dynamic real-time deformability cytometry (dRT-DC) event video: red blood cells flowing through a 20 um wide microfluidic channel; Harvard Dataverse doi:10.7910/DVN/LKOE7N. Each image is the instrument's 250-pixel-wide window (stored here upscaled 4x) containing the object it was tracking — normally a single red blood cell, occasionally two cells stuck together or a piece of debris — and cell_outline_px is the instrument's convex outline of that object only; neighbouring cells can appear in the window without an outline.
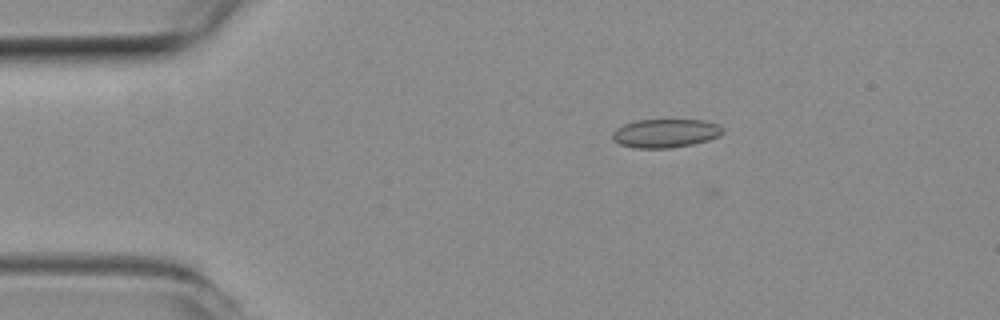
{"species": "common noctule bat (a hibernating species)", "species_latin": "Nyctalus noctula", "temperature_condition": "room temperature", "stored_images_in_passage": 3, "camera_frame_rate_fps": 3000, "um_per_image_px": 0.085, "animal": {"sex": "female", "body_mass_g": 19.3, "forearm_length_mm": 54.1}, "frame": {"image": 1, "passage_image": 1, "time_ms": 0.0, "image_size_px": [1000, 320], "cell_outline_px": [[724, 132], [720, 136], [708, 140], [692, 144], [668, 148], [632, 148], [620, 144], [612, 140], [612, 132], [616, 128], [624, 124], [636, 120], [704, 120], [720, 124], [724, 128]], "centroid_in_image_um": [56.57, 11.32], "position_along_channel_um": 28.4, "area_um2": 18.61}}